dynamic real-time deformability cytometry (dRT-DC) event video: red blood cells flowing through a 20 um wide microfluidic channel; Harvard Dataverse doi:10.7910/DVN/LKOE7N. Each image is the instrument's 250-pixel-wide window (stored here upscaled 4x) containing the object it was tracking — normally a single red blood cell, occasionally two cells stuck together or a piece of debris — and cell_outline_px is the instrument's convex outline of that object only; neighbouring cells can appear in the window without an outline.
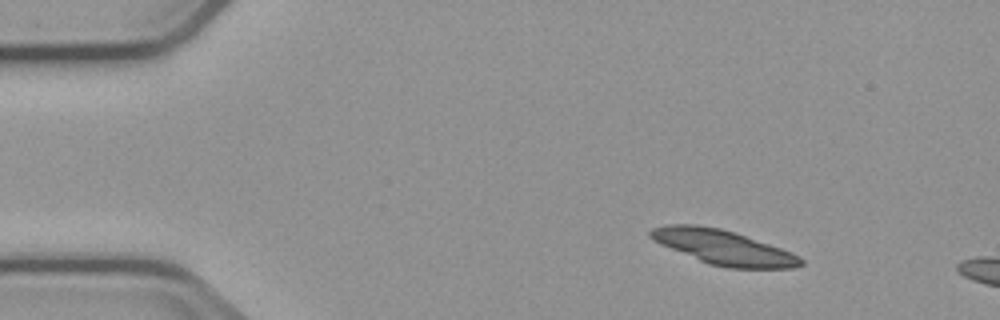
{"species": "common noctule bat (a hibernating species)", "species_latin": "Nyctalus noctula", "temperature_condition": "cold", "stored_images_in_passage": 4, "camera_frame_rate_fps": 3000, "um_per_image_px": 0.085, "animal": {"sex": "male", "body_mass_g": 23.1, "forearm_length_mm": 52.7}, "frame": {"image": 1, "passage_image": 2, "time_ms": 1.333, "image_size_px": [1000, 320], "cell_outline_px": [[804, 264], [792, 268], [728, 268], [708, 264], [660, 244], [648, 236], [648, 232], [652, 228], [668, 224], [696, 224], [720, 228], [736, 232], [792, 252], [800, 256], [804, 260]], "centroid_in_image_um": [61.48, 21.01], "position_along_channel_um": 23.5, "area_um2": 30.4}}